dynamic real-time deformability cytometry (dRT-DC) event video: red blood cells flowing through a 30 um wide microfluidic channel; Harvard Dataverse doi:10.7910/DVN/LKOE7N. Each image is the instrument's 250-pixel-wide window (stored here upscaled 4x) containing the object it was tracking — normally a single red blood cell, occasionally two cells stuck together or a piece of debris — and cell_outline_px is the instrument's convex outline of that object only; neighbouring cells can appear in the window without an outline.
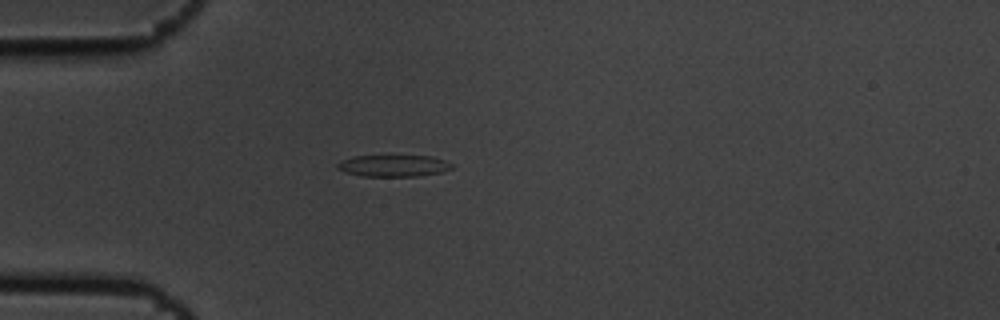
{"species": "common noctule bat (a hibernating species)", "species_latin": "Nyctalus noctula", "temperature_condition": "cold", "stored_images_in_passage": 5, "camera_frame_rate_fps": 3000, "um_per_image_px": 0.085, "animal": {"sex": "male", "body_mass_g": 19.5, "forearm_length_mm": 54.6}, "frame": {"image": 1, "passage_image": 4, "time_ms": 1.0, "image_size_px": [1000, 320], "cell_outline_px": [[456, 164], [452, 168], [440, 172], [416, 176], [364, 176], [344, 172], [336, 168], [336, 164], [340, 160], [356, 156], [432, 156]], "centroid_in_image_um": [33.44, 14.08], "position_along_channel_um": 51.6, "area_um2": 14.45}}